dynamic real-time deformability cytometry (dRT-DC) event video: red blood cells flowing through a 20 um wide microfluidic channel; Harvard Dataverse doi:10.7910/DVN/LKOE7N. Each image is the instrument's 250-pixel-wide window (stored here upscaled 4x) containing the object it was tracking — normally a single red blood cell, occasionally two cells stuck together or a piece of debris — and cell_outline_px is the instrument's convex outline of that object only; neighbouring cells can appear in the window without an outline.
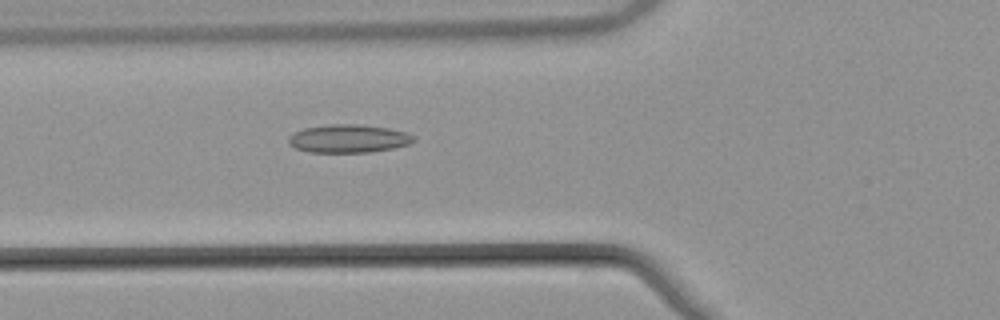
{"species": "common noctule bat (a hibernating species)", "species_latin": "Nyctalus noctula", "temperature_condition": "warm", "stored_images_in_passage": 45, "camera_frame_rate_fps": 3000, "um_per_image_px": 0.085, "animal": {"sex": "male", "body_mass_g": 21.5, "forearm_length_mm": 52.0}, "frame": {"image": 1, "passage_image": 12, "time_ms": 3.667, "image_size_px": [1000, 320], "cell_outline_px": [[416, 140], [408, 144], [392, 148], [368, 152], [308, 152], [296, 148], [288, 144], [288, 136], [304, 128], [328, 124], [356, 124], [388, 128], [404, 132], [416, 136]], "centroid_in_image_um": [29.6, 11.78], "position_along_channel_um": 96.2, "area_um2": 20.46}}
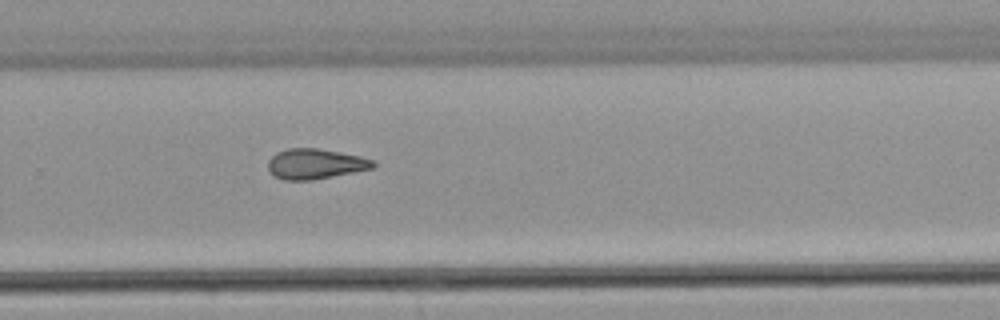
{"frame": {"image": 2, "passage_image": 28, "time_ms": 9.0, "image_size_px": [1000, 320], "cell_outline_px": [[376, 164], [372, 168], [312, 180], [284, 180], [268, 172], [268, 160], [276, 152], [288, 148], [316, 148], [340, 152], [360, 156], [372, 160]], "centroid_in_image_um": [26.75, 13.92], "position_along_channel_um": 303.1, "area_um2": 18.38}}
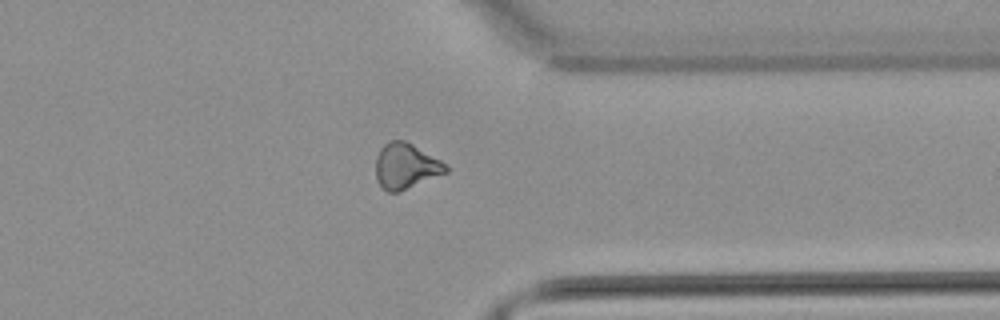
{"frame": {"image": 3, "passage_image": 34, "time_ms": 11.0, "image_size_px": [1000, 320], "cell_outline_px": [[448, 172], [400, 192], [388, 192], [376, 180], [376, 156], [380, 148], [388, 140], [404, 140], [412, 144], [448, 164]], "centroid_in_image_um": [34.5, 14.12], "position_along_channel_um": 376.9, "area_um2": 18.73}, "authors_computed_cell_mechanics": {"area_um2": 18.7272, "velocity_mm_per_s": 3.8811, "shape_relaxation_time_tau1_ms": null, "shape_relaxation_time_tau2_ms": 6.6066, "deformation_change_tau1": null, "deformation_change_tau2": 0.143}}